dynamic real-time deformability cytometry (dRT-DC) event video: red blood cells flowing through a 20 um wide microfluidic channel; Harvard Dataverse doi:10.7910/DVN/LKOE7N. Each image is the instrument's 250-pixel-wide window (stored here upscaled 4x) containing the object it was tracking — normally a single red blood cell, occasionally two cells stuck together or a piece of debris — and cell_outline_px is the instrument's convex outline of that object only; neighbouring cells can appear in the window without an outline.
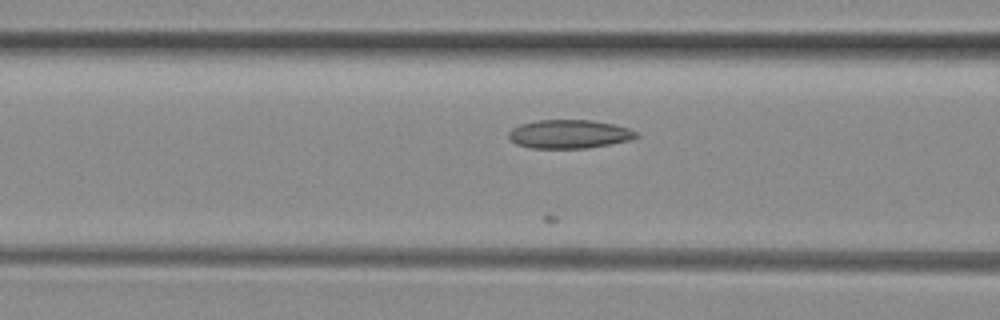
{"species": "common noctule bat (a hibernating species)", "species_latin": "Nyctalus noctula", "temperature_condition": "room temperature", "stored_images_in_passage": 22, "camera_frame_rate_fps": 3000, "um_per_image_px": 0.085, "animal": {"sex": "female", "body_mass_g": 29.2, "forearm_length_mm": 56.3}, "frame": {"image": 1, "passage_image": 13, "time_ms": 4.0, "image_size_px": [1000, 320], "cell_outline_px": [[640, 136], [632, 140], [588, 148], [532, 148], [516, 144], [508, 136], [508, 132], [512, 128], [520, 124], [536, 120], [592, 120], [616, 124], [628, 128], [636, 132]], "centroid_in_image_um": [48.41, 11.39], "position_along_channel_um": 118.2, "area_um2": 21.44}}